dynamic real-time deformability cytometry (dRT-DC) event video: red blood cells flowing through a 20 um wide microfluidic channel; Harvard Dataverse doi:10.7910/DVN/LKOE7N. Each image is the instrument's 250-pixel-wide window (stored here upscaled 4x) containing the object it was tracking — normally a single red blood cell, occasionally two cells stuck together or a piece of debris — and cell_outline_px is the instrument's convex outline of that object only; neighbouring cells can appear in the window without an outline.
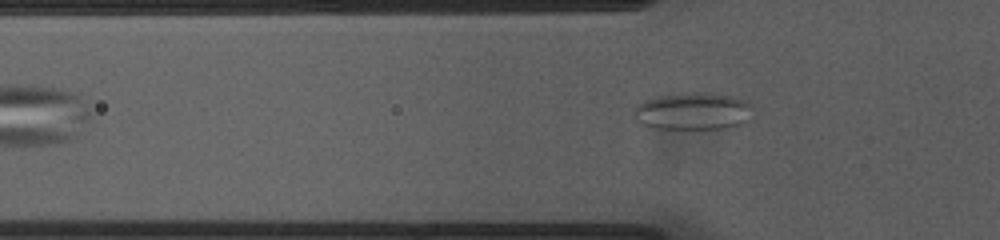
{"species": "common noctule bat (a hibernating species)", "species_latin": "Nyctalus noctula", "temperature_condition": "cold", "stored_images_in_passage": 42, "camera_frame_rate_fps": 3000, "um_per_image_px": 0.085, "animal": {"sex": "female", "body_mass_g": 23.0, "forearm_length_mm": 53.4}, "frame": {"image": 1, "passage_image": 5, "time_ms": 1.333, "image_size_px": [1000, 240], "cell_outline_px": [[752, 108], [748, 120], [744, 124], [728, 128], [656, 128], [640, 124], [632, 116], [632, 112], [636, 104], [644, 100], [664, 96], [732, 96], [744, 100]], "centroid_in_image_um": [58.85, 9.53], "position_along_channel_um": 66.9, "area_um2": 24.62}}
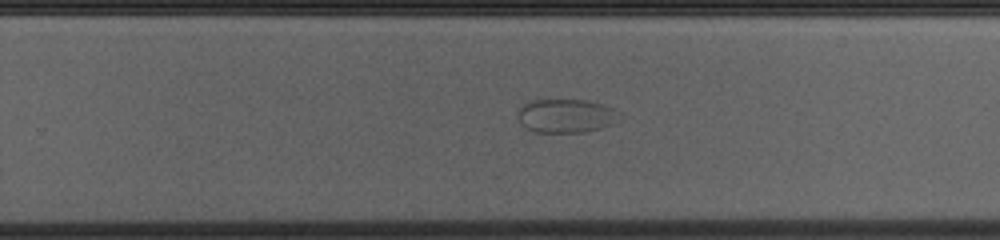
{"frame": {"image": 2, "passage_image": 23, "time_ms": 7.333, "image_size_px": [1000, 240], "cell_outline_px": [[624, 112], [620, 120], [616, 124], [584, 132], [536, 132], [524, 128], [520, 124], [516, 116], [520, 108], [524, 104], [532, 100], [584, 100], [604, 104]], "centroid_in_image_um": [48.18, 9.85], "position_along_channel_um": 281.6, "area_um2": 20.52}}
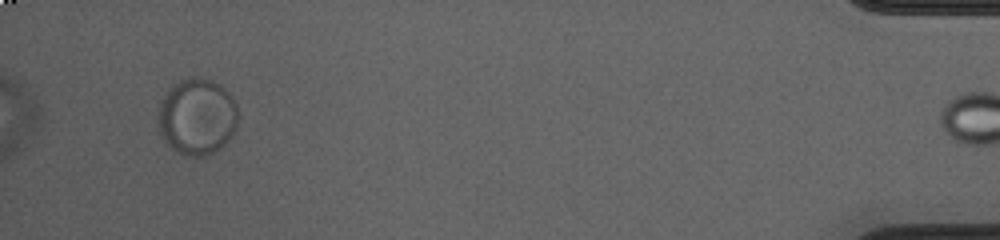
{"frame": {"image": 3, "passage_image": 41, "time_ms": 13.333, "image_size_px": [1000, 240], "cell_outline_px": [[236, 128], [228, 140], [220, 148], [208, 156], [184, 156], [176, 152], [164, 140], [156, 124], [160, 104], [168, 88], [172, 84], [180, 80], [192, 76], [212, 80], [220, 84], [236, 100]], "centroid_in_image_um": [16.73, 9.91], "position_along_channel_um": 418.5, "area_um2": 36.01}}